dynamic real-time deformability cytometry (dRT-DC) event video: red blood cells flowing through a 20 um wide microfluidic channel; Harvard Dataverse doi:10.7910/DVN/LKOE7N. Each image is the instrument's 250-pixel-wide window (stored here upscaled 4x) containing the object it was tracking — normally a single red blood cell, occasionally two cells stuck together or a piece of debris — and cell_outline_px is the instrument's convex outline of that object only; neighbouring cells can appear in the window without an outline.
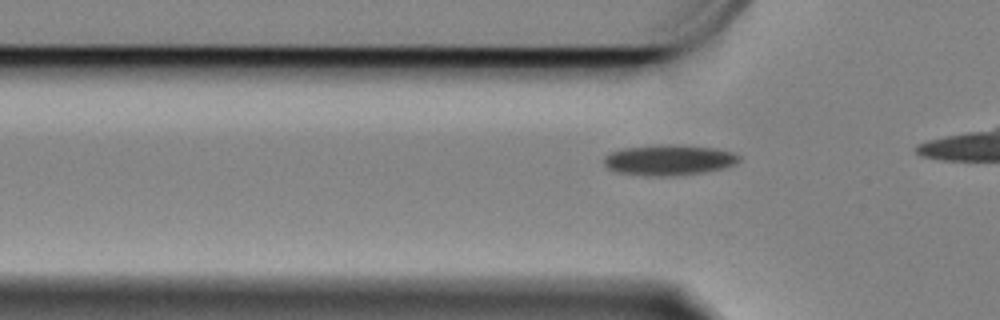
{"species": "Egyptian fruit bat (a non-hibernating species)", "species_latin": "Rousettus aegyptiacus", "temperature_condition": "cold", "stored_images_in_passage": 19, "camera_frame_rate_fps": 3000, "um_per_image_px": 0.085, "animal": {"sex": "female"}, "frame": {"image": 1, "passage_image": 9, "time_ms": 2.667, "image_size_px": [1000, 320], "cell_outline_px": [[740, 160], [736, 164], [724, 168], [704, 172], [668, 176], [644, 176], [616, 172], [608, 168], [604, 164], [604, 156], [608, 152], [624, 148], [656, 144], [680, 144], [716, 148], [732, 152], [740, 156]], "centroid_in_image_um": [56.84, 13.59], "position_along_channel_um": 69.0, "area_um2": 24.51}}
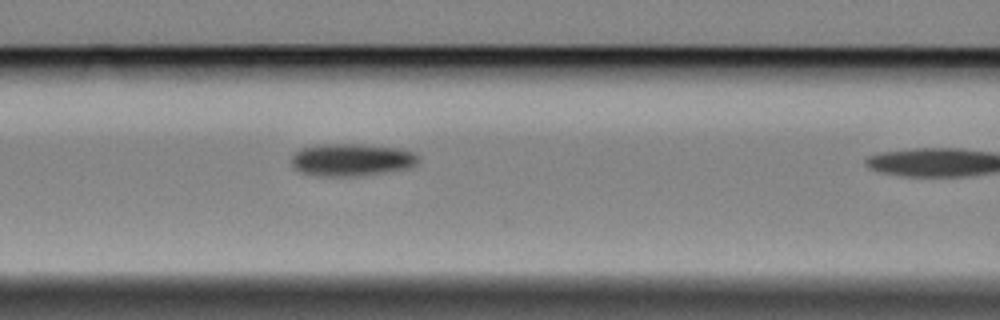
{"frame": {"image": 2, "passage_image": 15, "time_ms": 4.667, "image_size_px": [1000, 320], "cell_outline_px": [[420, 160], [412, 168], [388, 172], [360, 176], [324, 176], [300, 172], [292, 164], [292, 156], [300, 148], [316, 144], [360, 144], [400, 148], [412, 152], [420, 156]], "centroid_in_image_um": [29.94, 13.58], "position_along_channel_um": 136.7, "area_um2": 24.28}}
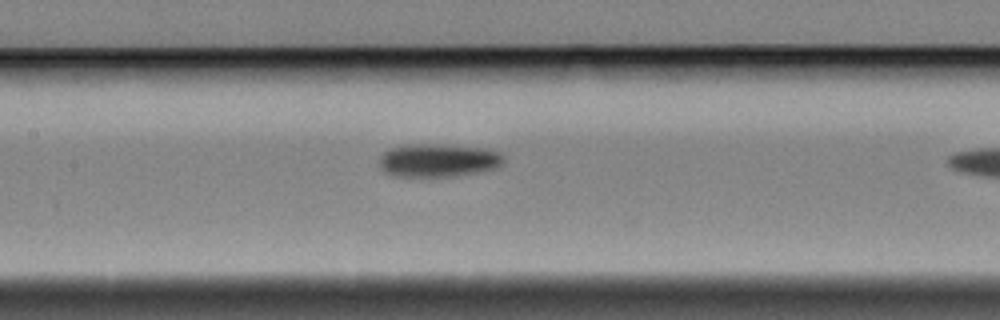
{"frame": {"image": 3, "passage_image": 18, "time_ms": 5.667, "image_size_px": [1000, 320], "cell_outline_px": [[504, 160], [496, 168], [484, 172], [452, 176], [396, 176], [384, 172], [380, 168], [380, 156], [388, 148], [400, 144], [440, 144], [484, 148], [500, 152], [504, 156]], "centroid_in_image_um": [37.24, 13.62], "position_along_channel_um": 170.2, "area_um2": 24.39}}